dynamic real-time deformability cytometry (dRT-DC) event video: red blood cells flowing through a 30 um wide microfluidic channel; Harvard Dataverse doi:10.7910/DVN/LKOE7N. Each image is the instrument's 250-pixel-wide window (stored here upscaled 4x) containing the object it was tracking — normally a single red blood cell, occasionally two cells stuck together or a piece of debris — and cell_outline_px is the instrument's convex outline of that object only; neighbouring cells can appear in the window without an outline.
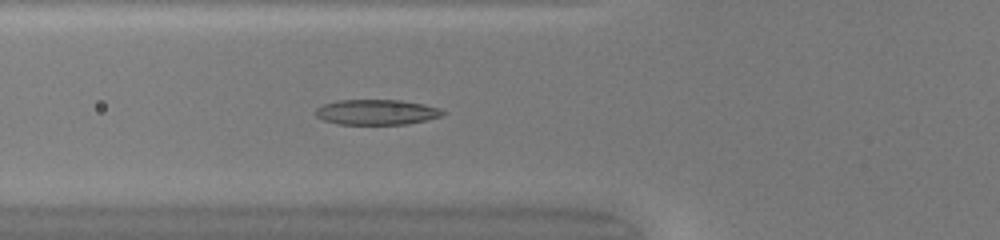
{"species": "common noctule bat (a hibernating species)", "species_latin": "Nyctalus noctula", "temperature_condition": "warm", "stored_images_in_passage": 50, "camera_frame_rate_fps": 3000, "um_per_image_px": 0.085, "animal": {"sex": "female", "body_mass_g": 20.0, "forearm_length_mm": 54.0}, "frame": {"image": 1, "passage_image": 20, "time_ms": 6.333, "image_size_px": [1000, 240], "cell_outline_px": [[444, 112], [440, 116], [408, 124], [336, 124], [324, 120], [316, 116], [316, 108], [324, 104], [336, 100], [400, 100], [424, 104], [440, 108]], "centroid_in_image_um": [31.98, 9.53], "position_along_channel_um": 93.8, "area_um2": 18.61}}
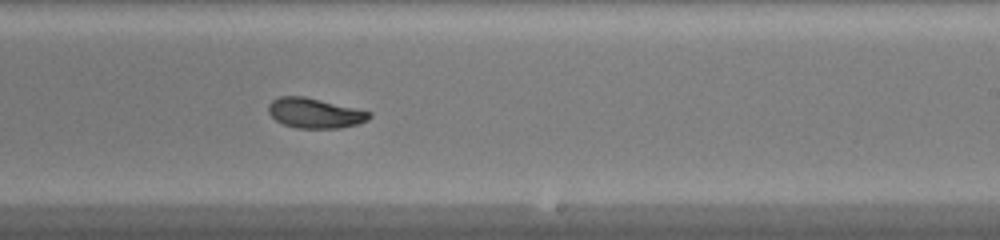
{"frame": {"image": 2, "passage_image": 32, "time_ms": 10.333, "image_size_px": [1000, 240], "cell_outline_px": [[372, 116], [368, 120], [356, 124], [340, 128], [296, 128], [284, 124], [276, 120], [268, 112], [268, 104], [272, 100], [280, 96], [304, 96], [372, 112]], "centroid_in_image_um": [26.76, 9.61], "position_along_channel_um": 262.2, "area_um2": 17.57}}
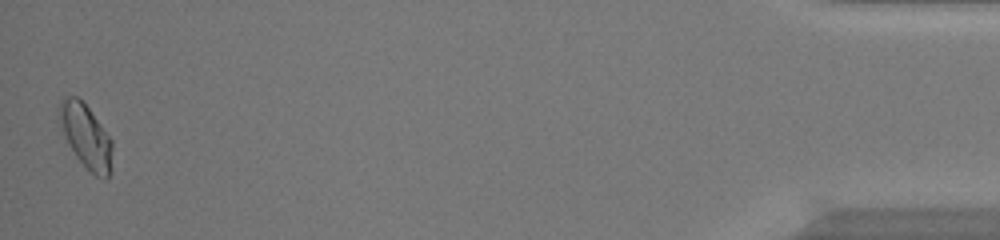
{"frame": {"image": 3, "passage_image": 50, "time_ms": 16.333, "image_size_px": [1000, 240], "cell_outline_px": [[112, 172], [104, 180], [96, 176], [76, 156], [64, 132], [56, 108], [60, 100], [64, 96], [76, 96], [88, 108], [112, 140]], "centroid_in_image_um": [7.32, 11.57], "position_along_channel_um": 427.9, "area_um2": 19.36}, "authors_computed_cell_mechanics": {"area_um2": 18.4382, "velocity_mm_per_s": 4.2103, "shape_relaxation_time_tau1_ms": 3.6791, "shape_relaxation_time_tau2_ms": 1.8525, "deformation_change_tau1": 0.1556, "deformation_change_tau2": 0.0605}}